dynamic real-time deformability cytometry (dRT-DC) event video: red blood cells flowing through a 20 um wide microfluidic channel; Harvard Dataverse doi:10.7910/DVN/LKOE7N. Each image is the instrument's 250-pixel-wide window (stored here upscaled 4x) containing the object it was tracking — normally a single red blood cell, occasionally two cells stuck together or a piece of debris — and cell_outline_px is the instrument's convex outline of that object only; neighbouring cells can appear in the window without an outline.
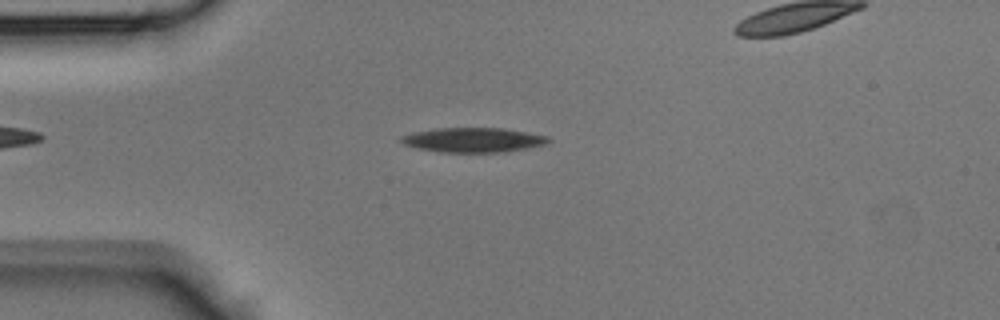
{"species": "Egyptian fruit bat (a non-hibernating species)", "species_latin": "Rousettus aegyptiacus", "temperature_condition": "room temperature", "stored_images_in_passage": 34, "camera_frame_rate_fps": 3000, "um_per_image_px": 0.085, "animal": {"sex": "male"}, "frame": {"image": 1, "passage_image": 1, "time_ms": 0.0, "image_size_px": [1000, 320], "cell_outline_px": [[552, 140], [544, 144], [504, 152], [436, 152], [416, 148], [404, 144], [400, 140], [400, 136], [412, 132], [440, 128], [504, 128], [548, 136]], "centroid_in_image_um": [40.18, 11.89], "position_along_channel_um": 44.8, "area_um2": 21.04}}
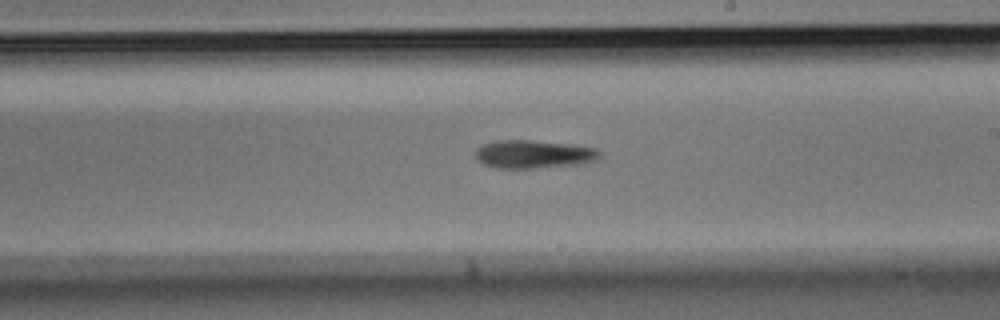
{"frame": {"image": 2, "passage_image": 15, "time_ms": 4.667, "image_size_px": [1000, 320], "cell_outline_px": [[600, 156], [596, 160], [580, 164], [532, 168], [496, 168], [484, 164], [476, 156], [476, 148], [484, 144], [496, 140], [528, 140], [572, 144], [596, 148], [600, 152]], "centroid_in_image_um": [45.37, 13.1], "position_along_channel_um": 243.6, "area_um2": 20.29}}
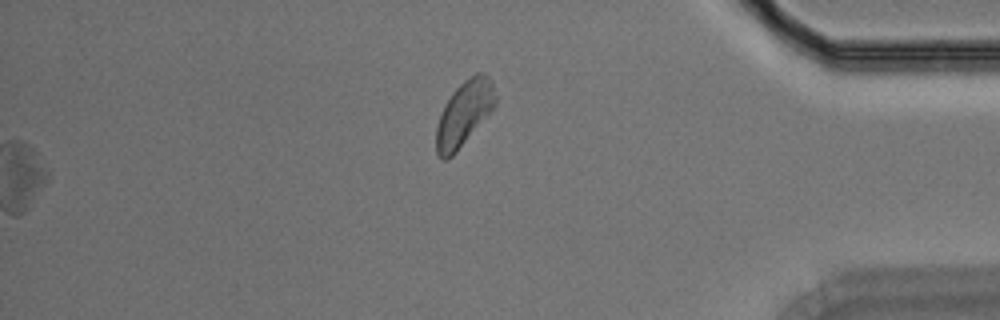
{"frame": {"image": 3, "passage_image": 34, "time_ms": 11.0, "image_size_px": [1000, 320], "cell_outline_px": [[496, 104], [492, 112], [456, 152], [448, 160], [440, 160], [436, 152], [436, 128], [444, 104], [452, 92], [464, 80], [476, 72], [484, 72], [492, 80], [496, 96]], "centroid_in_image_um": [39.46, 9.65], "position_along_channel_um": 395.7, "area_um2": 22.72}}